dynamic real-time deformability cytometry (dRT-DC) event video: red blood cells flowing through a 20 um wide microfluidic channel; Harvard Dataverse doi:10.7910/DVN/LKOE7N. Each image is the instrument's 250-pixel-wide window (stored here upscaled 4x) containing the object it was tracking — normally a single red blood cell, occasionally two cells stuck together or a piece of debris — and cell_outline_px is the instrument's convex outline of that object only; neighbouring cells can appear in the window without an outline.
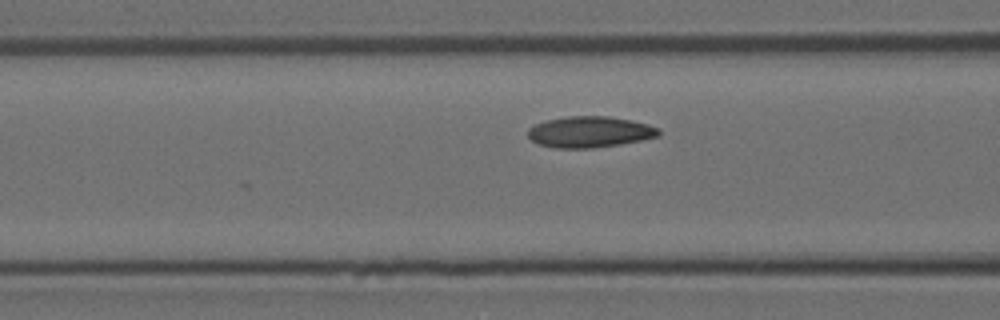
{"species": "Egyptian fruit bat (a non-hibernating species)", "species_latin": "Rousettus aegyptiacus", "temperature_condition": "room temperature", "stored_images_in_passage": 16, "camera_frame_rate_fps": 3000, "um_per_image_px": 0.085, "animal": {"sex": "female"}, "frame": {"image": 1, "passage_image": 14, "time_ms": 4.333, "image_size_px": [1000, 320], "cell_outline_px": [[660, 136], [620, 144], [592, 148], [552, 148], [536, 144], [528, 136], [528, 128], [544, 120], [568, 116], [608, 116], [632, 120], [648, 124], [660, 128]], "centroid_in_image_um": [50.12, 11.21], "position_along_channel_um": 116.5, "area_um2": 23.93}}